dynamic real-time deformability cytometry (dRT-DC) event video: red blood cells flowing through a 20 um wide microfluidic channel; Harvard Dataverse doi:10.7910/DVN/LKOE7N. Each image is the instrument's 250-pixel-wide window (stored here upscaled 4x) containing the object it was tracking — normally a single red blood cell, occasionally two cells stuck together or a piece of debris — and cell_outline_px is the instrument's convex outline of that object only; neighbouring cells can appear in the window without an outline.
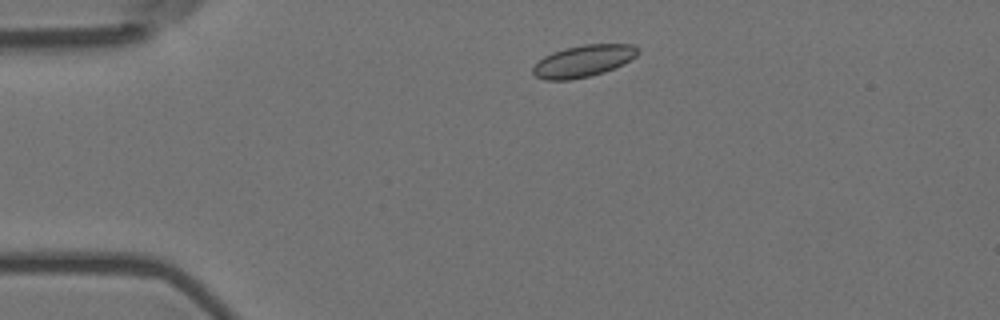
{"species": "Egyptian fruit bat (a non-hibernating species)", "species_latin": "Rousettus aegyptiacus", "temperature_condition": "room temperature", "stored_images_in_passage": 5, "camera_frame_rate_fps": 3000, "um_per_image_px": 0.085, "animal": {"sex": "female"}, "frame": {"image": 1, "passage_image": 2, "time_ms": 0.333, "image_size_px": [1000, 320], "cell_outline_px": [[640, 52], [636, 56], [624, 64], [604, 72], [572, 80], [544, 80], [536, 76], [532, 72], [532, 68], [544, 56], [552, 52], [564, 48], [584, 44], [632, 44], [640, 48]], "centroid_in_image_um": [49.6, 5.18], "position_along_channel_um": 35.4, "area_um2": 19.59}}
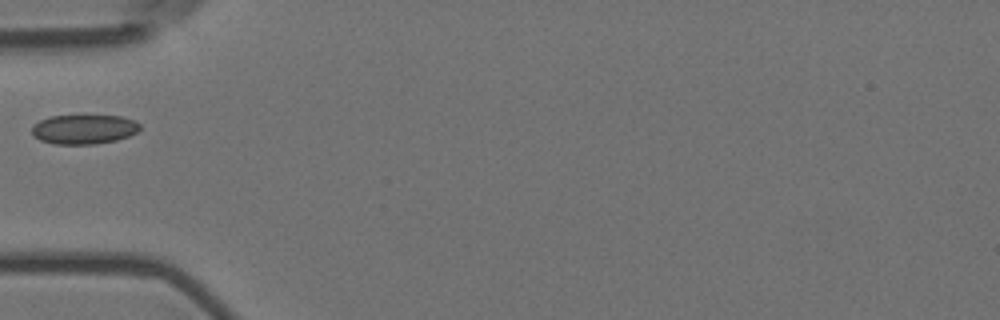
{"frame": {"image": 2, "passage_image": 4, "time_ms": 1.0, "image_size_px": [1000, 320], "cell_outline_px": [[140, 128], [136, 132], [128, 136], [116, 140], [96, 144], [52, 144], [40, 140], [32, 132], [32, 124], [40, 120], [52, 116], [120, 116], [136, 120], [140, 124]], "centroid_in_image_um": [7.14, 10.99], "position_along_channel_um": 77.9, "area_um2": 18.5}}
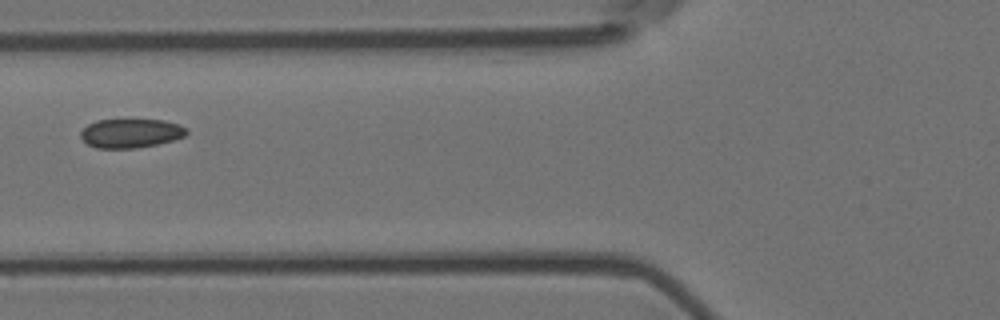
{"frame": {"image": 3, "passage_image": 5, "time_ms": 1.333, "image_size_px": [1000, 320], "cell_outline_px": [[188, 132], [184, 136], [172, 140], [156, 144], [136, 148], [96, 148], [88, 144], [80, 136], [80, 132], [88, 124], [96, 120], [164, 120], [180, 124], [188, 128]], "centroid_in_image_um": [11.13, 11.32], "position_along_channel_um": 114.7, "area_um2": 17.86}}